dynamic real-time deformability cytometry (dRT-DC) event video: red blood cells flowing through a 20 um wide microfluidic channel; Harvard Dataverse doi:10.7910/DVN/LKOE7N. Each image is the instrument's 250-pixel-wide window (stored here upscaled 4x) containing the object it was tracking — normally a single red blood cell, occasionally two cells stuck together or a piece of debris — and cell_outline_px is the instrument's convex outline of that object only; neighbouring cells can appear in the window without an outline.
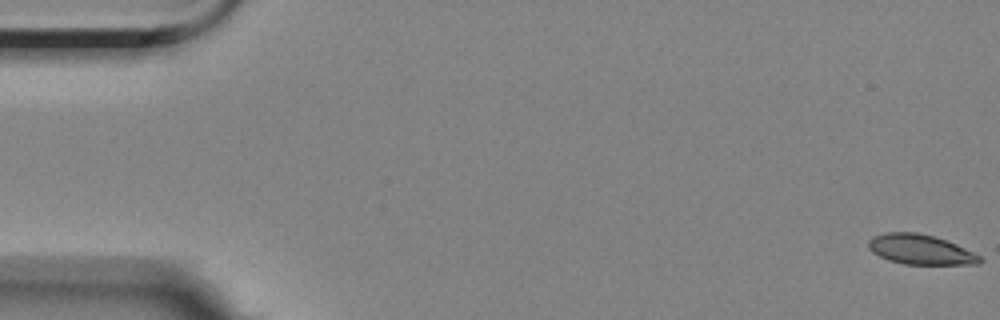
{"species": "Egyptian fruit bat (a non-hibernating species)", "species_latin": "Rousettus aegyptiacus", "temperature_condition": "room temperature", "stored_images_in_passage": 57, "camera_frame_rate_fps": 3000, "um_per_image_px": 0.085, "animal": {"sex": "female"}, "frame": {"image": 1, "passage_image": 1, "time_ms": 0.0, "image_size_px": [1000, 320], "cell_outline_px": [[984, 260], [980, 264], [904, 264], [888, 260], [872, 252], [868, 248], [868, 240], [872, 236], [884, 232], [916, 232], [932, 236], [956, 244], [980, 256]], "centroid_in_image_um": [78.2, 21.21], "position_along_channel_um": 6.8, "area_um2": 19.36}}
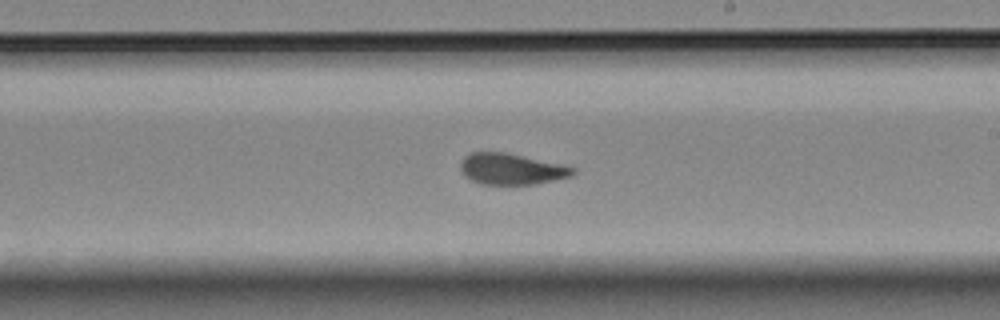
{"frame": {"image": 2, "passage_image": 33, "time_ms": 10.667, "image_size_px": [1000, 320], "cell_outline_px": [[576, 172], [572, 176], [556, 180], [536, 184], [480, 184], [464, 176], [460, 168], [460, 164], [464, 156], [472, 152], [504, 152], [564, 164], [576, 168]], "centroid_in_image_um": [43.5, 14.36], "position_along_channel_um": 245.5, "area_um2": 20.58}}
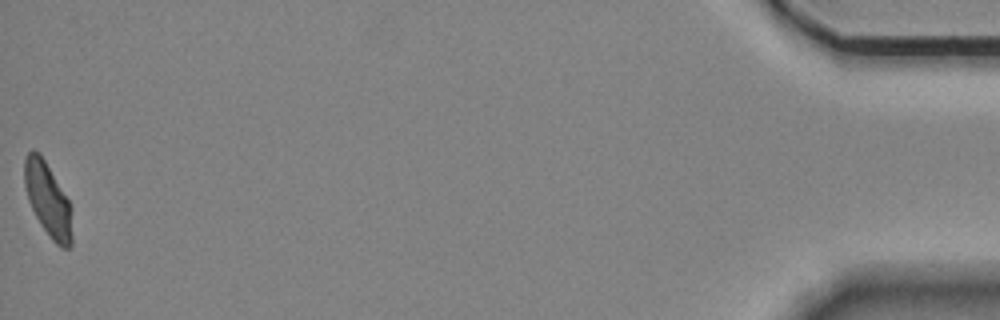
{"frame": {"image": 3, "passage_image": 57, "time_ms": 18.667, "image_size_px": [1000, 320], "cell_outline_px": [[72, 248], [60, 248], [52, 240], [40, 224], [28, 200], [24, 184], [24, 160], [28, 152], [32, 148], [40, 152], [68, 200], [72, 208]], "centroid_in_image_um": [4.08, 16.99], "position_along_channel_um": 431.1, "area_um2": 20.63}, "authors_computed_cell_mechanics": {"area_um2": 20.6346, "velocity_mm_per_s": 3.5305, "shape_relaxation_time_tau1_ms": null, "shape_relaxation_time_tau2_ms": 1.1454, "deformation_change_tau1": null, "deformation_change_tau2": 0.0646}}